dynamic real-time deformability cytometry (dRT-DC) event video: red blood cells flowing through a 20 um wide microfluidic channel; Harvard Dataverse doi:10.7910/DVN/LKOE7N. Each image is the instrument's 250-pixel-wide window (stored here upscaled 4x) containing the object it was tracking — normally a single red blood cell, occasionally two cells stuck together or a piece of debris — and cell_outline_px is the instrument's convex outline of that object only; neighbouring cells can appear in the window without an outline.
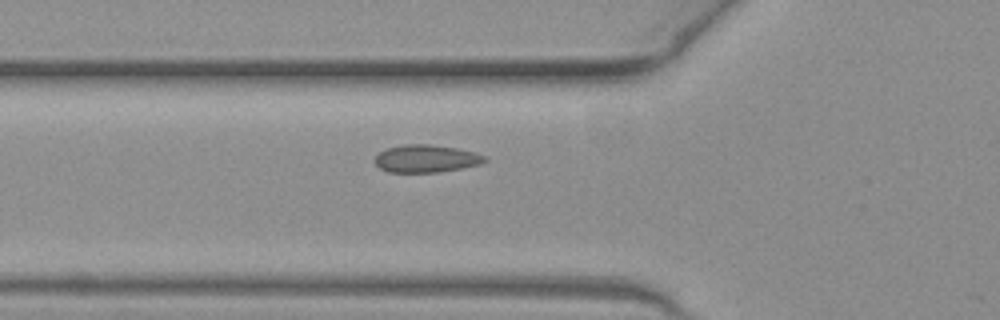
{"species": "common noctule bat (a hibernating species)", "species_latin": "Nyctalus noctula", "temperature_condition": "warm", "stored_images_in_passage": 29, "camera_frame_rate_fps": 3000, "um_per_image_px": 0.085, "animal": {"sex": "female", "body_mass_g": 19.3, "forearm_length_mm": 54.1}, "frame": {"image": 1, "passage_image": 2, "time_ms": 0.333, "image_size_px": [1000, 320], "cell_outline_px": [[488, 160], [480, 164], [440, 172], [388, 172], [380, 168], [376, 164], [376, 156], [380, 152], [388, 148], [404, 144], [428, 144], [456, 148], [476, 152], [484, 156]], "centroid_in_image_um": [36.23, 13.48], "position_along_channel_um": 89.6, "area_um2": 17.51}}
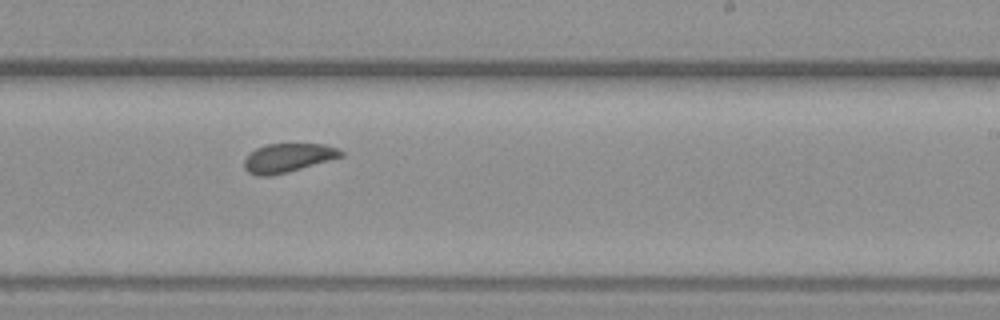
{"frame": {"image": 2, "passage_image": 15, "time_ms": 4.667, "image_size_px": [1000, 320], "cell_outline_px": [[344, 156], [288, 172], [268, 176], [256, 176], [248, 172], [244, 168], [244, 160], [256, 148], [268, 144], [324, 144], [336, 148], [344, 152]], "centroid_in_image_um": [24.48, 13.42], "position_along_channel_um": 264.5, "area_um2": 16.13}}
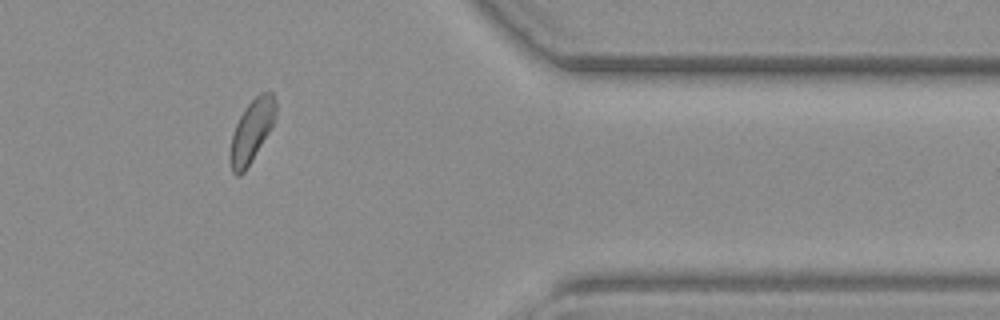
{"frame": {"image": 3, "passage_image": 26, "time_ms": 8.333, "image_size_px": [1000, 320], "cell_outline_px": [[276, 120], [272, 128], [244, 172], [240, 176], [236, 176], [232, 172], [228, 160], [228, 156], [232, 136], [236, 124], [240, 116], [248, 104], [260, 92], [272, 92], [276, 100]], "centroid_in_image_um": [21.39, 11.15], "position_along_channel_um": 390.0, "area_um2": 16.82}}